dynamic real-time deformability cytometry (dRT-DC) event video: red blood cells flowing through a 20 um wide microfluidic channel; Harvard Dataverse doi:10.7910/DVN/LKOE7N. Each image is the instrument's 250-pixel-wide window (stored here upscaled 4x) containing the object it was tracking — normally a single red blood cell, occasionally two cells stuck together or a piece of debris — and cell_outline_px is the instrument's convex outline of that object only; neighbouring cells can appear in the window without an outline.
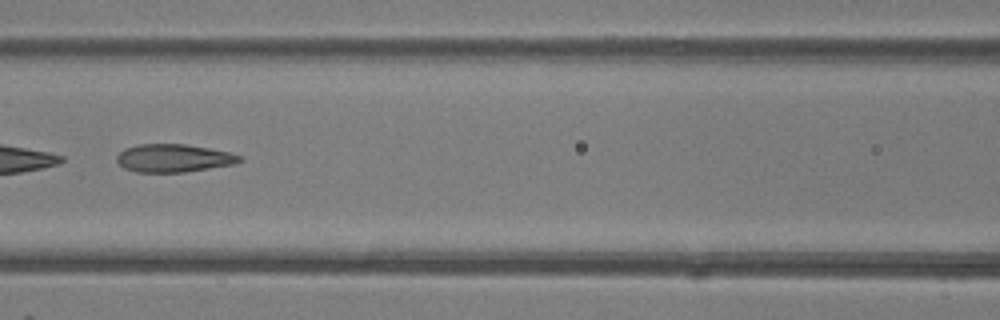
{"species": "common noctule bat (a hibernating species)", "species_latin": "Nyctalus noctula", "temperature_condition": "room temperature", "stored_images_in_passage": 6, "camera_frame_rate_fps": 3000, "um_per_image_px": 0.085, "animal": {"sex": "female"}, "frame": {"image": 1, "passage_image": 6, "time_ms": 1.667, "image_size_px": [1000, 320], "cell_outline_px": [[244, 160], [236, 164], [184, 172], [136, 172], [124, 168], [116, 160], [116, 156], [124, 148], [140, 144], [184, 144], [208, 148], [228, 152], [244, 156]], "centroid_in_image_um": [14.78, 13.44], "position_along_channel_um": 151.8, "area_um2": 20.11}}